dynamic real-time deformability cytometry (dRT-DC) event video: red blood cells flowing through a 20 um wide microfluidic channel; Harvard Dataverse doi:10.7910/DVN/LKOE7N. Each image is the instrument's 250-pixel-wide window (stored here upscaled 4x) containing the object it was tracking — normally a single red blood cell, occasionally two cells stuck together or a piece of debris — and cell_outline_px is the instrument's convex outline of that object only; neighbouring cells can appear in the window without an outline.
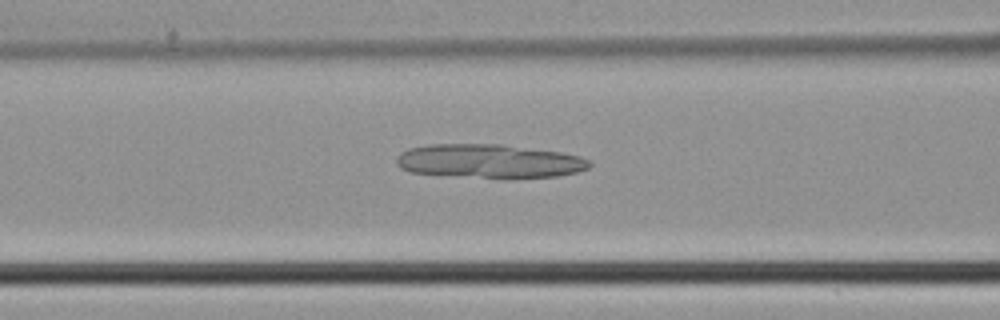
{"species": "common noctule bat (a hibernating species)", "species_latin": "Nyctalus noctula", "temperature_condition": "cold", "stored_images_in_passage": 46, "camera_frame_rate_fps": 3000, "um_per_image_px": 0.085, "animal": {"sex": "male", "body_mass_g": 21.5, "forearm_length_mm": 52.0}, "frame": {"image": 1, "passage_image": 19, "time_ms": 6.0, "image_size_px": [1000, 320], "cell_outline_px": [[592, 164], [588, 168], [576, 172], [556, 176], [484, 176], [412, 172], [400, 168], [396, 164], [396, 156], [400, 152], [408, 148], [428, 144], [500, 144], [560, 152], [580, 156], [588, 160]], "centroid_in_image_um": [41.55, 13.65], "position_along_channel_um": 125.1, "area_um2": 36.93}}
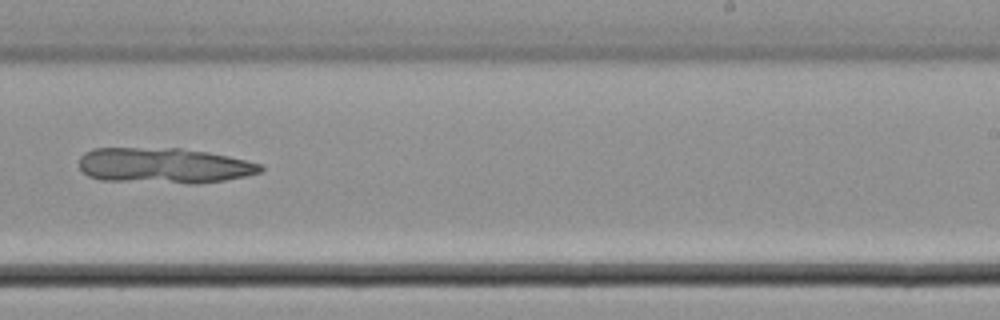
{"frame": {"image": 2, "passage_image": 29, "time_ms": 9.333, "image_size_px": [1000, 320], "cell_outline_px": [[264, 168], [260, 172], [244, 176], [224, 180], [200, 184], [188, 184], [104, 180], [88, 176], [80, 168], [80, 156], [84, 152], [92, 148], [180, 148], [208, 152], [228, 156], [260, 164]], "centroid_in_image_um": [13.91, 14.08], "position_along_channel_um": 275.1, "area_um2": 37.63}}
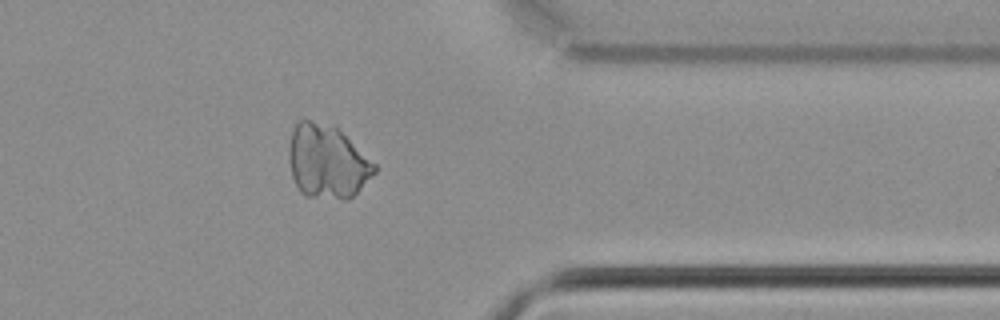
{"frame": {"image": 3, "passage_image": 37, "time_ms": 12.0, "image_size_px": [1000, 320], "cell_outline_px": [[376, 172], [348, 200], [344, 200], [304, 196], [300, 192], [292, 176], [288, 160], [288, 148], [292, 128], [300, 120], [308, 120], [336, 124], [376, 164]], "centroid_in_image_um": [27.8, 13.71], "position_along_channel_um": 383.6, "area_um2": 37.34}}